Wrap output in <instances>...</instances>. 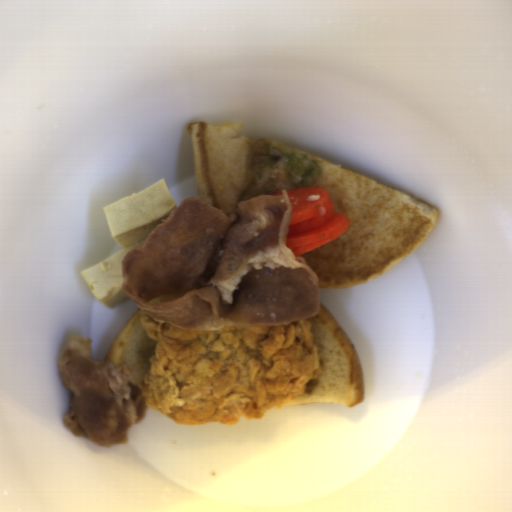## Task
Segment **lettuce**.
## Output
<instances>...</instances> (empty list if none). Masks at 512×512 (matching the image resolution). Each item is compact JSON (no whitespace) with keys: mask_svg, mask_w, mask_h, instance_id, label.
I'll return each mask as SVG.
<instances>
[{"mask_svg":"<svg viewBox=\"0 0 512 512\" xmlns=\"http://www.w3.org/2000/svg\"><path fill=\"white\" fill-rule=\"evenodd\" d=\"M272 157H281L286 162V180L295 188H313L320 176V171L309 157L285 153L281 149L270 147L267 149Z\"/></svg>","mask_w":512,"mask_h":512,"instance_id":"lettuce-1","label":"lettuce"}]
</instances>
